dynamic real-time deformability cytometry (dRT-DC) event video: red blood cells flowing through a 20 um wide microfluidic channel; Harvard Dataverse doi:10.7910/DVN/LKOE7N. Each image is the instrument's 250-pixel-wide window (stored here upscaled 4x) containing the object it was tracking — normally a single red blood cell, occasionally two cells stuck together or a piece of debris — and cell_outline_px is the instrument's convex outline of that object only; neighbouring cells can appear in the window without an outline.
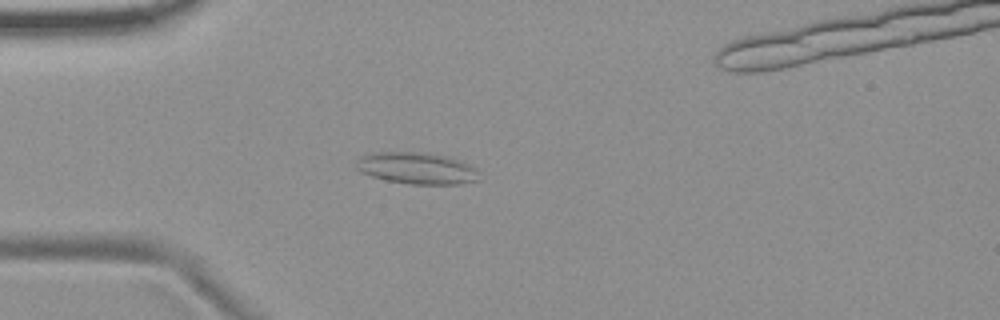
{"species": "common noctule bat (a hibernating species)", "species_latin": "Nyctalus noctula", "temperature_condition": "room temperature", "stored_images_in_passage": 55, "camera_frame_rate_fps": 3000, "um_per_image_px": 0.085, "animal": {"sex": "female", "body_mass_g": 19.9}, "frame": {"image": 1, "passage_image": 15, "time_ms": 4.667, "image_size_px": [1000, 320], "cell_outline_px": [[480, 180], [464, 184], [408, 184], [384, 180], [360, 172], [356, 168], [356, 160], [360, 156], [376, 152], [420, 152], [444, 156], [460, 160], [476, 168], [480, 172]], "centroid_in_image_um": [35.45, 14.31], "position_along_channel_um": 49.6, "area_um2": 22.95}}
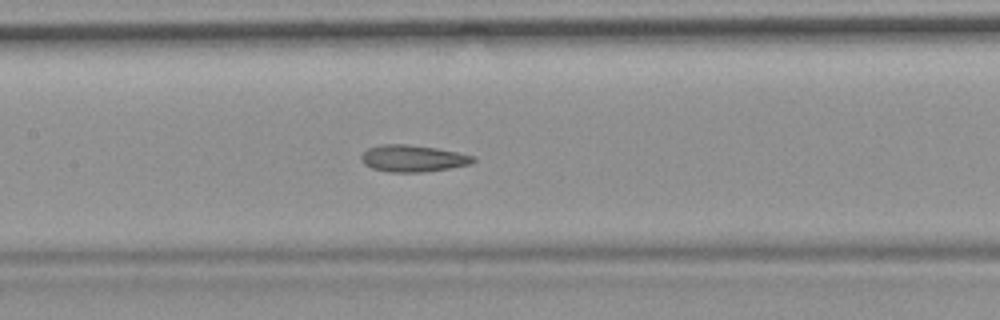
{"frame": {"image": 2, "passage_image": 26, "time_ms": 8.333, "image_size_px": [1000, 320], "cell_outline_px": [[476, 160], [472, 164], [424, 172], [388, 172], [372, 168], [364, 164], [360, 160], [360, 156], [368, 148], [380, 144], [404, 144], [436, 148], [476, 156]], "centroid_in_image_um": [35.09, 13.47], "position_along_channel_um": 172.3, "area_um2": 17.51}}
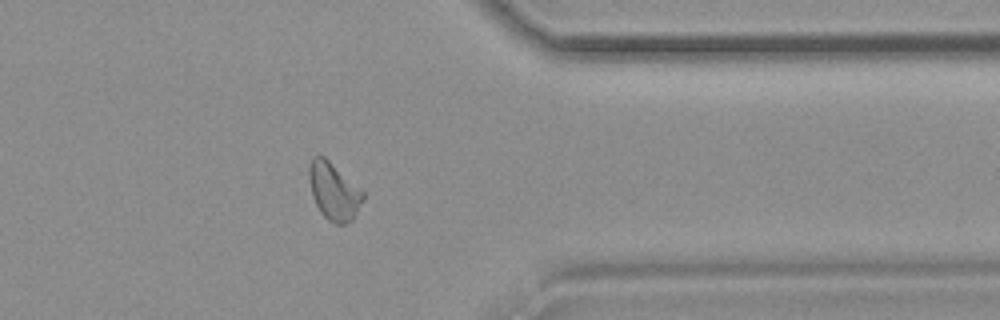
{"frame": {"image": 3, "passage_image": 44, "time_ms": 14.333, "image_size_px": [1000, 320], "cell_outline_px": [[364, 200], [352, 220], [344, 224], [336, 224], [328, 220], [320, 212], [312, 196], [308, 176], [308, 168], [312, 156], [324, 156], [364, 192]], "centroid_in_image_um": [28.36, 16.26], "position_along_channel_um": 383.0, "area_um2": 17.98}, "authors_computed_cell_mechanics": {"area_um2": 18.1492, "velocity_mm_per_s": 3.6931, "shape_relaxation_time_tau1_ms": null, "shape_relaxation_time_tau2_ms": 2.9767, "deformation_change_tau1": null, "deformation_change_tau2": 0.0968}}